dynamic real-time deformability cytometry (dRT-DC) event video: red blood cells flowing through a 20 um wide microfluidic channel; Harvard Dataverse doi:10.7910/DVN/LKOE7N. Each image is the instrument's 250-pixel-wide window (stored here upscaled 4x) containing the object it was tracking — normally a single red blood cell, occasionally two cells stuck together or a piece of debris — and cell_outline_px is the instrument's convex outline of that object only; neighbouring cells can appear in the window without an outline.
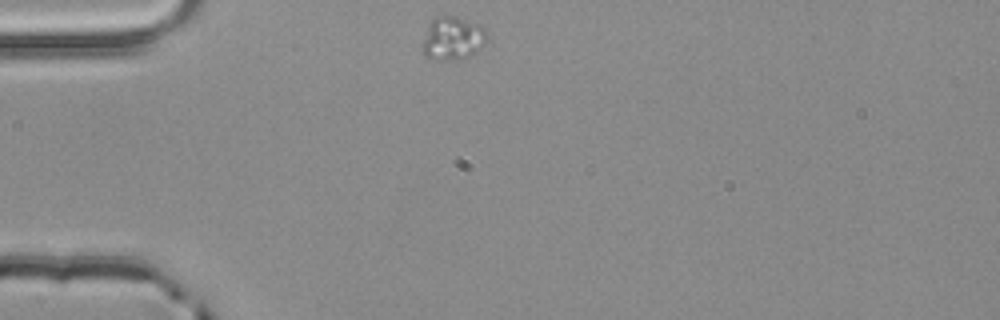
{"species": "common noctule bat (a hibernating species)", "species_latin": "Nyctalus noctula", "temperature_condition": "room temperature", "stored_images_in_passage": 1, "camera_frame_rate_fps": 3000, "um_per_image_px": 0.085, "animal": {"sex": "male", "body_mass_g": 20.4}, "frame": {"image": 1, "passage_image": 1, "time_ms": 0.0, "image_size_px": [1000, 320], "cell_outline_px": [[488, 36], [484, 44], [480, 48], [468, 56], [456, 60], [440, 60], [424, 56], [420, 52], [428, 24], [436, 16], [456, 16], [480, 24], [484, 28]], "centroid_in_image_um": [38.46, 3.25], "position_along_channel_um": 46.5, "area_um2": 16.42}}